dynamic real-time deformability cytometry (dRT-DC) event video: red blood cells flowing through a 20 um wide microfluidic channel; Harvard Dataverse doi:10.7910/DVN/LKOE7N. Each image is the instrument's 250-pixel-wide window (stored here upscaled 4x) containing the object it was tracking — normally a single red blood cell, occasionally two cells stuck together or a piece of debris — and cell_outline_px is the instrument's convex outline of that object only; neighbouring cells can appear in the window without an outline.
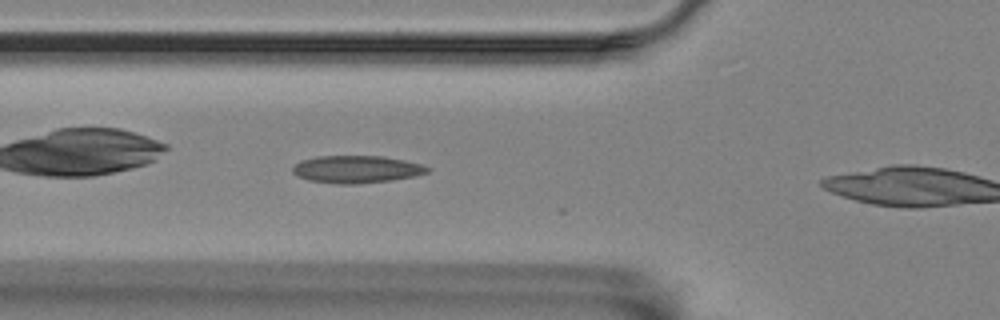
{"species": "Egyptian fruit bat (a non-hibernating species)", "species_latin": "Rousettus aegyptiacus", "temperature_condition": "room temperature", "stored_images_in_passage": 4, "camera_frame_rate_fps": 3000, "um_per_image_px": 0.085, "animal": {"sex": "female"}, "frame": {"image": 1, "passage_image": 3, "time_ms": 0.667, "image_size_px": [1000, 320], "cell_outline_px": [[432, 168], [428, 172], [416, 176], [392, 180], [356, 184], [336, 184], [308, 180], [296, 176], [292, 172], [292, 168], [300, 160], [316, 156], [384, 156], [404, 160], [420, 164]], "centroid_in_image_um": [30.29, 14.39], "position_along_channel_um": 95.5, "area_um2": 21.73}}